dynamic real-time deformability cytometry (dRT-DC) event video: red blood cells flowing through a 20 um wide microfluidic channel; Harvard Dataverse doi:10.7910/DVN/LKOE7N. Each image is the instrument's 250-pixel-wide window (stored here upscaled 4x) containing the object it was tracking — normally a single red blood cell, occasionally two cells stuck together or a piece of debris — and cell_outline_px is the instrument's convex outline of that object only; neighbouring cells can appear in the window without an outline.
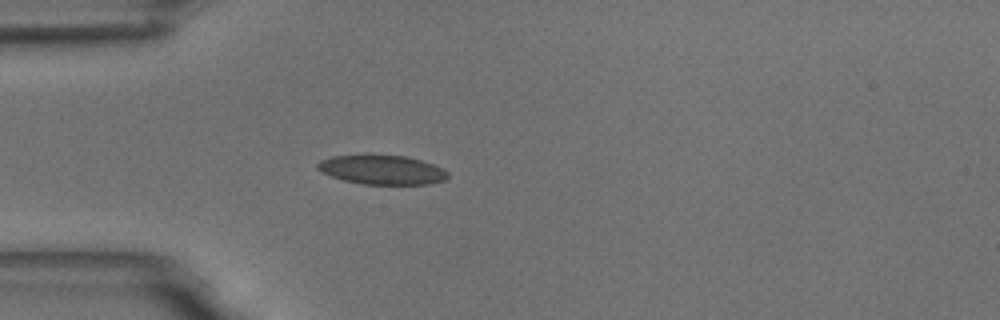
{"species": "common noctule bat (a hibernating species)", "species_latin": "Nyctalus noctula", "temperature_condition": "room temperature", "stored_images_in_passage": 41, "camera_frame_rate_fps": 3000, "um_per_image_px": 0.085, "animal": {"sex": "male", "body_mass_g": 18.8}, "frame": {"image": 1, "passage_image": 1, "time_ms": 0.0, "image_size_px": [1000, 320], "cell_outline_px": [[448, 176], [444, 180], [428, 184], [364, 184], [344, 180], [320, 172], [316, 168], [316, 164], [320, 160], [332, 156], [368, 152], [372, 152], [404, 156], [420, 160], [444, 168], [448, 172]], "centroid_in_image_um": [32.41, 14.38], "position_along_channel_um": 52.6, "area_um2": 22.95}}
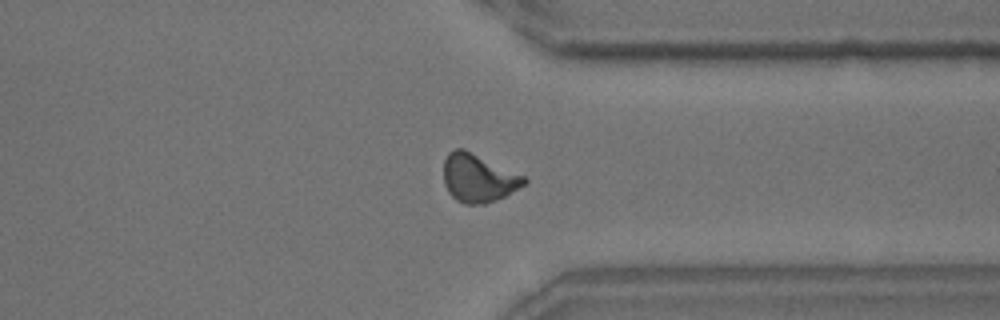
{"frame": {"image": 2, "passage_image": 28, "time_ms": 9.0, "image_size_px": [1000, 320], "cell_outline_px": [[528, 180], [524, 184], [504, 196], [496, 200], [484, 204], [464, 204], [456, 200], [448, 192], [444, 184], [444, 160], [448, 152], [456, 148], [464, 148], [524, 176]], "centroid_in_image_um": [40.61, 15.13], "position_along_channel_um": 370.8, "area_um2": 22.48}}
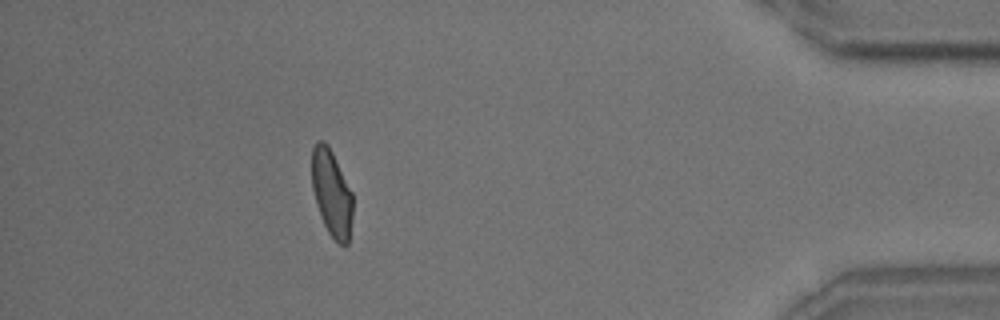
{"frame": {"image": 3, "passage_image": 35, "time_ms": 11.333, "image_size_px": [1000, 320], "cell_outline_px": [[352, 216], [348, 244], [340, 244], [328, 232], [324, 224], [316, 204], [312, 188], [312, 148], [316, 140], [324, 140], [328, 144], [352, 192]], "centroid_in_image_um": [28.17, 16.37], "position_along_channel_um": 407.0, "area_um2": 20.52}, "authors_computed_cell_mechanics": {"area_um2": 21.675, "velocity_mm_per_s": 3.6386, "shape_relaxation_time_tau1_ms": 6.0198, "shape_relaxation_time_tau2_ms": 1.2265, "deformation_change_tau1": 0.1485, "deformation_change_tau2": 0.0674}}